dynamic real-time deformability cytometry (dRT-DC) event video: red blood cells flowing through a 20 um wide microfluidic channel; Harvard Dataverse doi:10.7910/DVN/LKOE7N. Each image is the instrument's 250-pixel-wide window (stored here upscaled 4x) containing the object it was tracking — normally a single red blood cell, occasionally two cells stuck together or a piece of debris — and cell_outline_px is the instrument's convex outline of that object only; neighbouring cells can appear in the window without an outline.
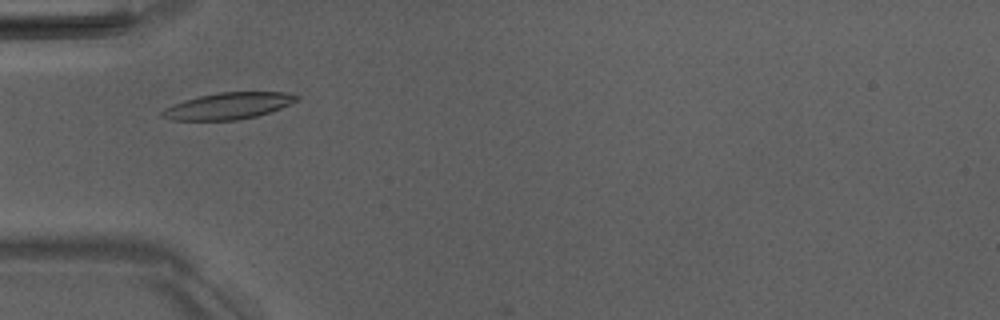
{"species": "Egyptian fruit bat (a non-hibernating species)", "species_latin": "Rousettus aegyptiacus", "temperature_condition": "room temperature", "stored_images_in_passage": 8, "camera_frame_rate_fps": 3000, "um_per_image_px": 0.085, "animal": {"sex": "male"}, "frame": {"image": 1, "passage_image": 1, "time_ms": 0.0, "image_size_px": [1000, 320], "cell_outline_px": [[300, 96], [296, 100], [280, 108], [256, 116], [236, 120], [172, 120], [160, 116], [160, 112], [164, 108], [184, 100], [200, 96], [220, 92], [284, 92]], "centroid_in_image_um": [19.35, 9.0], "position_along_channel_um": 65.6, "area_um2": 20.52}}